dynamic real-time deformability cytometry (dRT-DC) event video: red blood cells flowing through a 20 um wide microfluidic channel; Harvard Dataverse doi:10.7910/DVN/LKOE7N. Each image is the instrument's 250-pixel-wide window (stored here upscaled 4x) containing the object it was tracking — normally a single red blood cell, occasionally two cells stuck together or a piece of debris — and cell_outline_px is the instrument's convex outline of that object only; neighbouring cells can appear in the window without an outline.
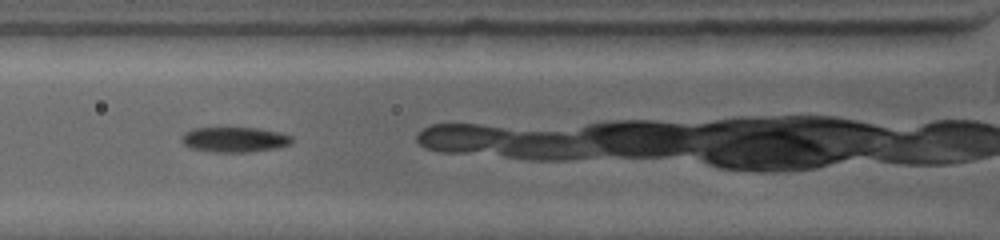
{"species": "common noctule bat (a hibernating species)", "species_latin": "Nyctalus noctula", "temperature_condition": "warm", "stored_images_in_passage": 7, "camera_frame_rate_fps": 4500, "um_per_image_px": 0.085, "animal": {"sex": "female", "body_mass_g": 19.0, "forearm_length_mm": 53.3}, "frame": {"image": 1, "passage_image": 2, "time_ms": 0.889, "image_size_px": [1000, 240], "cell_outline_px": [[292, 144], [276, 148], [248, 152], [212, 152], [192, 148], [184, 144], [180, 140], [180, 136], [184, 132], [192, 128], [256, 128], [280, 132], [292, 136]], "centroid_in_image_um": [19.92, 11.86], "position_along_channel_um": 105.9, "area_um2": 16.24}}
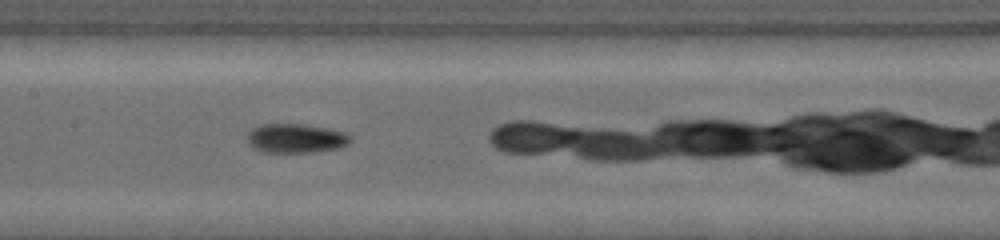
{"frame": {"image": 2, "passage_image": 4, "time_ms": 2.889, "image_size_px": [1000, 240], "cell_outline_px": [[352, 140], [348, 144], [336, 148], [316, 152], [260, 152], [252, 148], [248, 144], [248, 132], [252, 128], [260, 124], [304, 124], [348, 132], [352, 136]], "centroid_in_image_um": [25.15, 11.75], "position_along_channel_um": 182.3, "area_um2": 17.8}}
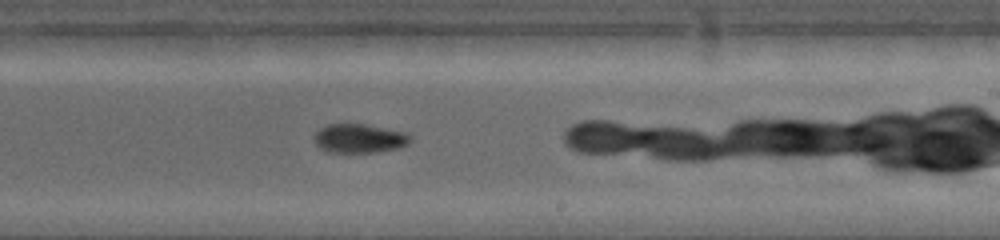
{"frame": {"image": 3, "passage_image": 6, "time_ms": 4.889, "image_size_px": [1000, 240], "cell_outline_px": [[412, 140], [408, 144], [400, 148], [376, 152], [328, 152], [320, 148], [316, 144], [312, 136], [320, 128], [328, 124], [368, 124], [408, 132], [412, 136]], "centroid_in_image_um": [30.59, 11.75], "position_along_channel_um": 258.4, "area_um2": 16.59}}